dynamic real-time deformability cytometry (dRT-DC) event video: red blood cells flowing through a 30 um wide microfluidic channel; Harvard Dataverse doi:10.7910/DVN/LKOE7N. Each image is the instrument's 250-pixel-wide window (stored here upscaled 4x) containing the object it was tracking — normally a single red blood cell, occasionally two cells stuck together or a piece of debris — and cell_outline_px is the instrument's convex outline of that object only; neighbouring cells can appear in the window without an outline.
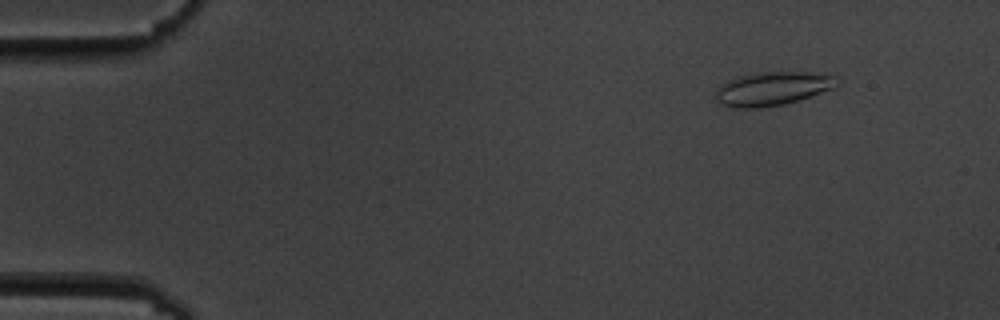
{"species": "common noctule bat (a hibernating species)", "species_latin": "Nyctalus noctula", "temperature_condition": "cold", "stored_images_in_passage": 5, "camera_frame_rate_fps": 3000, "um_per_image_px": 0.085, "animal": {"sex": "male", "body_mass_g": 19.5, "forearm_length_mm": 54.6}, "frame": {"image": 1, "passage_image": 2, "time_ms": 1.0, "image_size_px": [1000, 320], "cell_outline_px": [[840, 84], [832, 88], [784, 104], [760, 108], [736, 108], [720, 104], [716, 100], [716, 92], [728, 80], [736, 76], [756, 72], [812, 72], [840, 76]], "centroid_in_image_um": [65.69, 7.52], "position_along_channel_um": 19.3, "area_um2": 23.81}}
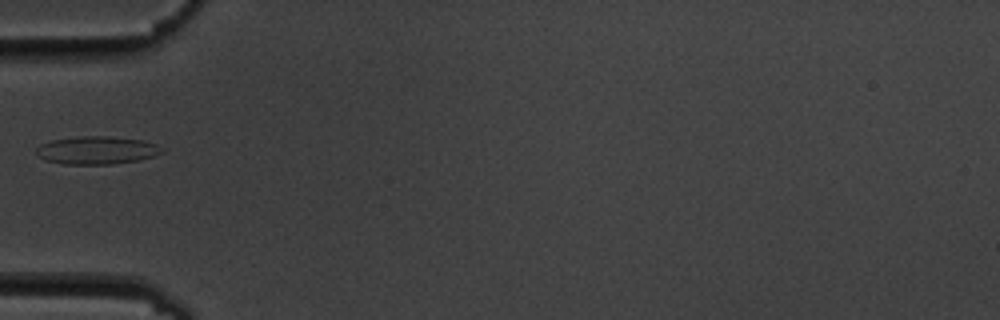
{"frame": {"image": 2, "passage_image": 5, "time_ms": 5.333, "image_size_px": [1000, 320], "cell_outline_px": [[164, 152], [140, 160], [112, 164], [64, 164], [44, 160], [36, 156], [36, 148], [40, 144], [52, 140], [76, 136], [108, 136], [140, 140], [156, 144], [164, 148]], "centroid_in_image_um": [8.19, 12.77], "position_along_channel_um": 76.8, "area_um2": 20.58}}